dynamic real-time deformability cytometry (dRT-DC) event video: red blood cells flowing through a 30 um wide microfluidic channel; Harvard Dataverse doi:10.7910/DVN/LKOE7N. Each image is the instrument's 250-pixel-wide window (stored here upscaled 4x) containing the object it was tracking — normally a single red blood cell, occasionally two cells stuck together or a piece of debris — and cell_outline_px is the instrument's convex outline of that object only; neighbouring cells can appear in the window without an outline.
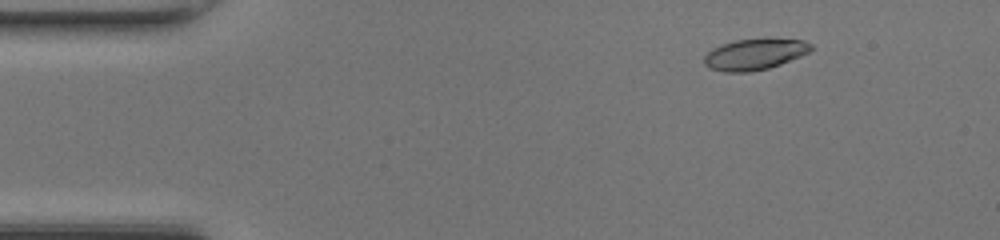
{"species": "common noctule bat (a hibernating species)", "species_latin": "Nyctalus noctula", "temperature_condition": "room temperature", "stored_images_in_passage": 49, "camera_frame_rate_fps": 3000, "um_per_image_px": 0.085, "animal": {"sex": "female", "body_mass_g": 17.0, "forearm_length_mm": 48.0}, "frame": {"image": 1, "passage_image": 7, "time_ms": 2.0, "image_size_px": [1000, 240], "cell_outline_px": [[812, 48], [808, 52], [800, 56], [780, 64], [768, 68], [752, 72], [724, 72], [708, 68], [704, 64], [704, 56], [712, 48], [720, 44], [736, 40], [804, 40], [812, 44]], "centroid_in_image_um": [64.08, 4.64], "position_along_channel_um": 20.9, "area_um2": 19.02}}
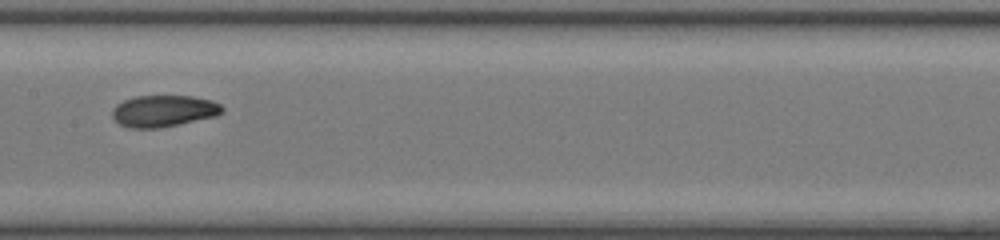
{"frame": {"image": 2, "passage_image": 25, "time_ms": 8.0, "image_size_px": [1000, 240], "cell_outline_px": [[224, 112], [216, 116], [180, 124], [160, 128], [128, 128], [120, 124], [112, 116], [112, 108], [116, 104], [124, 100], [136, 96], [192, 96], [212, 100], [220, 104], [224, 108]], "centroid_in_image_um": [13.92, 9.43], "position_along_channel_um": 193.5, "area_um2": 20.4}}
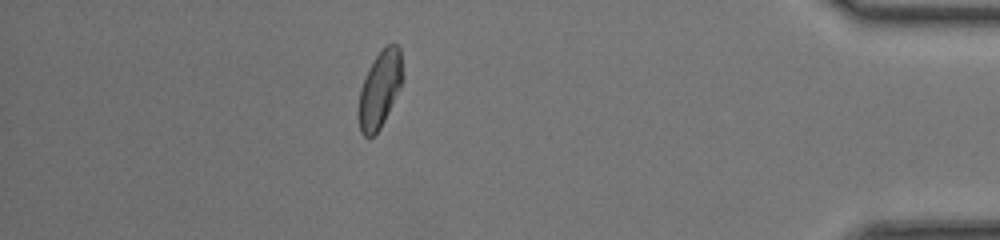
{"frame": {"image": 3, "passage_image": 43, "time_ms": 14.0, "image_size_px": [1000, 240], "cell_outline_px": [[404, 76], [400, 88], [380, 128], [372, 136], [364, 136], [360, 132], [356, 116], [356, 112], [360, 88], [376, 56], [388, 44], [396, 44], [400, 48]], "centroid_in_image_um": [32.26, 7.63], "position_along_channel_um": 402.9, "area_um2": 19.71}, "authors_computed_cell_mechanics": {"area_um2": 19.8832, "velocity_mm_per_s": 4.3171, "shape_relaxation_time_tau1_ms": 7.5333, "shape_relaxation_time_tau2_ms": 1.6313, "deformation_change_tau1": 0.2127, "deformation_change_tau2": 0.0556}}